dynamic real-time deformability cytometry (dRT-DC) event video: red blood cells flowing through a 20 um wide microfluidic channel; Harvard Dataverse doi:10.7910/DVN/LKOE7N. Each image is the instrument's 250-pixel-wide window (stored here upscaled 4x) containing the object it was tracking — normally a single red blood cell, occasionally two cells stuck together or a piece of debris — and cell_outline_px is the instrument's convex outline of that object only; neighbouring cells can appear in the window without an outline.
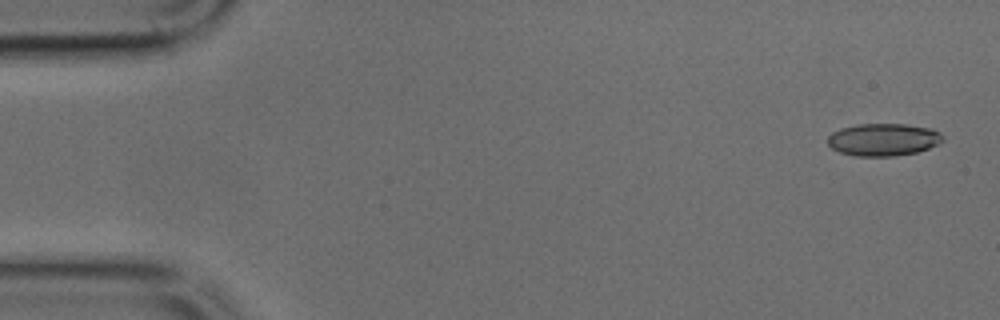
{"species": "common noctule bat (a hibernating species)", "species_latin": "Nyctalus noctula", "temperature_condition": "cold", "stored_images_in_passage": 12, "camera_frame_rate_fps": 3000, "um_per_image_px": 0.085, "animal": {"sex": "male", "body_mass_g": 17.9, "forearm_length_mm": 54.2}, "frame": {"image": 1, "passage_image": 2, "time_ms": 0.333, "image_size_px": [1000, 320], "cell_outline_px": [[944, 140], [928, 148], [916, 152], [892, 156], [856, 156], [840, 152], [832, 148], [828, 144], [828, 136], [832, 132], [840, 128], [860, 124], [904, 124], [932, 128], [940, 132], [944, 136]], "centroid_in_image_um": [75.08, 11.86], "position_along_channel_um": 9.9, "area_um2": 21.73}}